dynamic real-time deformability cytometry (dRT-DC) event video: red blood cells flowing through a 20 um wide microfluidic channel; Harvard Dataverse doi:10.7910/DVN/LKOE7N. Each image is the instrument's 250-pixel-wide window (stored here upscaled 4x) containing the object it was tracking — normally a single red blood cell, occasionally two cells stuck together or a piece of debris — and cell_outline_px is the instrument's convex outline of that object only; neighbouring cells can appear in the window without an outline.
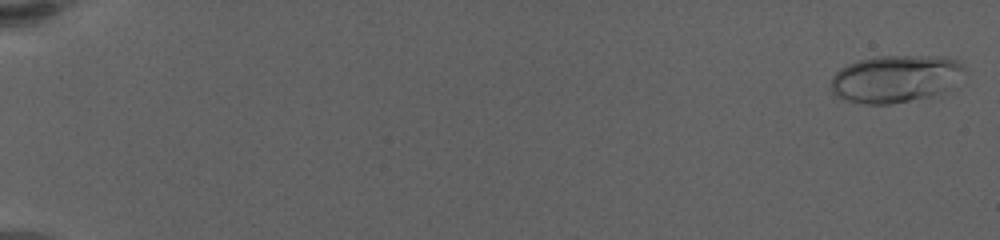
{"species": "human", "species_latin": "Homo sapiens", "temperature_condition": "warm", "stored_images_in_passage": 63, "camera_frame_rate_fps": 3000, "um_per_image_px": 0.085, "donor": {"sex": "female"}, "frame": {"image": 1, "passage_image": 2, "time_ms": 0.333, "image_size_px": [1000, 240], "cell_outline_px": [[968, 68], [932, 96], [888, 104], [864, 104], [844, 100], [836, 96], [832, 92], [832, 76], [840, 68], [848, 64], [860, 60], [876, 56], [944, 56], [956, 60]], "centroid_in_image_um": [76.02, 6.68], "position_along_channel_um": 9.0, "area_um2": 36.13}}
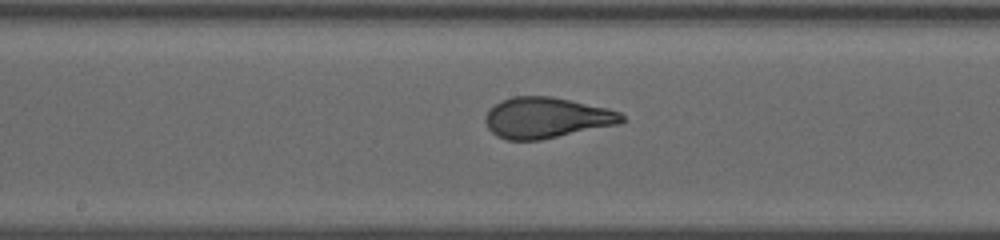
{"frame": {"image": 2, "passage_image": 36, "time_ms": 11.667, "image_size_px": [1000, 240], "cell_outline_px": [[628, 120], [616, 124], [540, 140], [504, 140], [496, 136], [488, 128], [484, 120], [484, 116], [500, 100], [512, 96], [552, 96], [608, 108], [620, 112]], "centroid_in_image_um": [46.43, 10.0], "position_along_channel_um": 201.8, "area_um2": 32.43}}
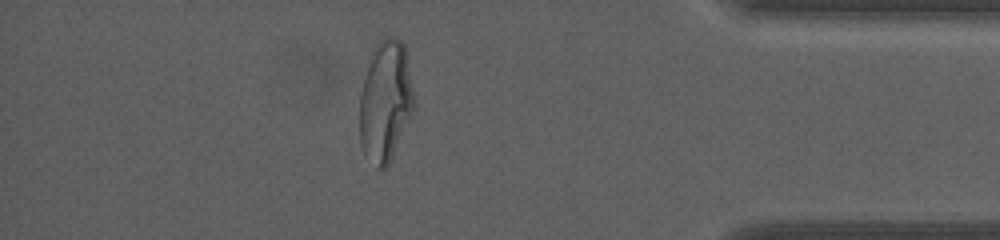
{"frame": {"image": 3, "passage_image": 56, "time_ms": 18.333, "image_size_px": [1000, 240], "cell_outline_px": [[416, 108], [388, 164], [384, 168], [376, 168], [364, 152], [360, 144], [360, 96], [364, 80], [372, 52], [376, 44], [380, 40], [388, 36], [396, 36], [404, 44], [416, 100]], "centroid_in_image_um": [32.8, 8.59], "position_along_channel_um": 402.4, "area_um2": 38.38}, "authors_computed_cell_mechanics": {"area_um2": 32.7148, "velocity_mm_per_s": 3.4303, "shape_relaxation_time_tau1_ms": 4.5634, "shape_relaxation_time_tau2_ms": null, "deformation_change_tau1": 0.2218, "deformation_change_tau2": null}}